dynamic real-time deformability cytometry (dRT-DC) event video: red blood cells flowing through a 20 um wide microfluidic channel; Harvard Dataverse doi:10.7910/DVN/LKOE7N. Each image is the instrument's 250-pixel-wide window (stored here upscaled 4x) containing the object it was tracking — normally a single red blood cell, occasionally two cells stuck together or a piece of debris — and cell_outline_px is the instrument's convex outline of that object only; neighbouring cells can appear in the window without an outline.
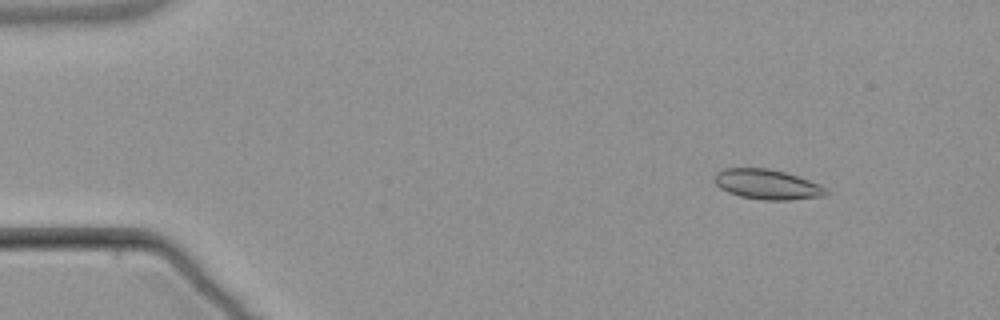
{"species": "common noctule bat (a hibernating species)", "species_latin": "Nyctalus noctula", "temperature_condition": "warm", "stored_images_in_passage": 7, "camera_frame_rate_fps": 3000, "um_per_image_px": 0.085, "animal": {"sex": "male", "body_mass_g": 21.5, "forearm_length_mm": 52.0}, "frame": {"image": 1, "passage_image": 2, "time_ms": 1.333, "image_size_px": [1000, 320], "cell_outline_px": [[828, 192], [824, 196], [792, 200], [764, 200], [740, 196], [728, 192], [720, 188], [712, 180], [716, 172], [724, 168], [768, 168], [784, 172], [820, 184], [828, 188]], "centroid_in_image_um": [65.2, 15.67], "position_along_channel_um": 19.8, "area_um2": 19.59}}
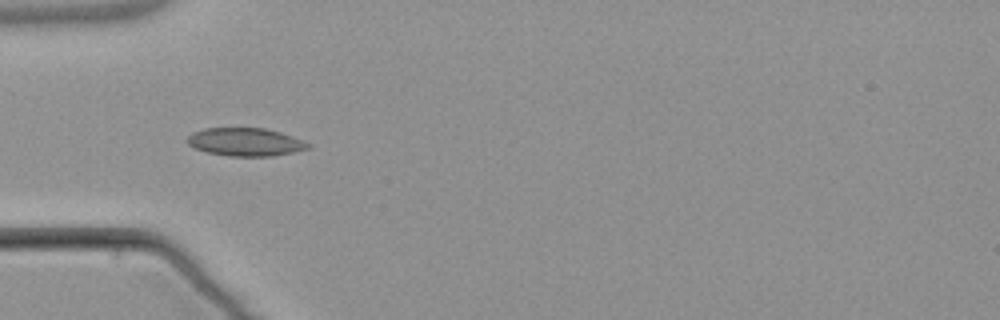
{"frame": {"image": 2, "passage_image": 5, "time_ms": 5.0, "image_size_px": [1000, 320], "cell_outline_px": [[312, 148], [272, 156], [228, 156], [208, 152], [196, 148], [188, 144], [188, 136], [192, 132], [204, 128], [264, 128], [280, 132], [304, 140]], "centroid_in_image_um": [20.87, 12.06], "position_along_channel_um": 64.1, "area_um2": 19.65}}
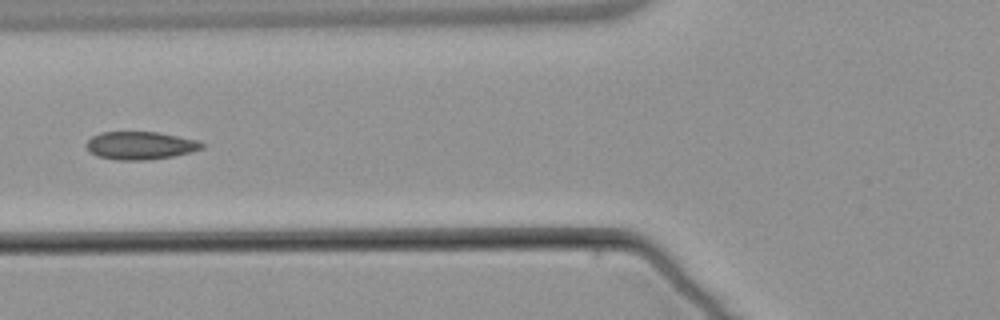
{"frame": {"image": 3, "passage_image": 6, "time_ms": 6.333, "image_size_px": [1000, 320], "cell_outline_px": [[204, 148], [192, 152], [172, 156], [148, 160], [116, 160], [96, 156], [88, 152], [84, 144], [92, 136], [100, 132], [156, 132], [196, 140], [204, 144]], "centroid_in_image_um": [11.87, 12.38], "position_along_channel_um": 113.9, "area_um2": 18.9}}